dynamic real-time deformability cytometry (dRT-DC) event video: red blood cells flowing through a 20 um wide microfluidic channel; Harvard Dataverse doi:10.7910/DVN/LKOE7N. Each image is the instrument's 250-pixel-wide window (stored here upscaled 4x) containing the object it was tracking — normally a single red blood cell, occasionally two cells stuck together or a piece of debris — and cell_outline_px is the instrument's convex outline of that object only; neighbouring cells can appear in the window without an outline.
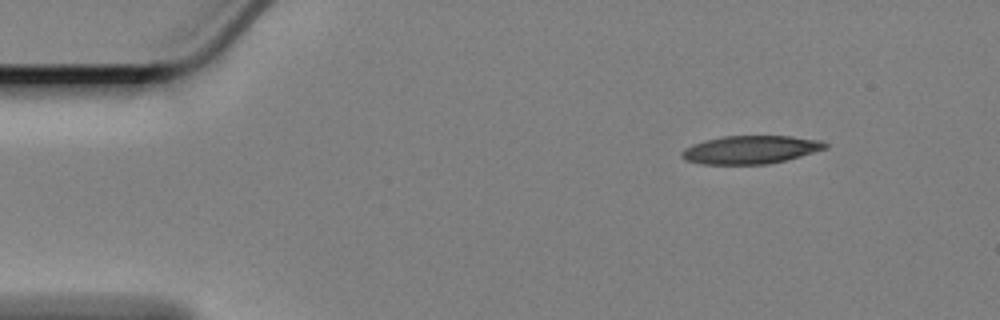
{"species": "Egyptian fruit bat (a non-hibernating species)", "species_latin": "Rousettus aegyptiacus", "temperature_condition": "cold", "stored_images_in_passage": 53, "camera_frame_rate_fps": 3000, "um_per_image_px": 0.085, "animal": {"sex": "female"}, "frame": {"image": 1, "passage_image": 1, "time_ms": 0.0, "image_size_px": [1000, 320], "cell_outline_px": [[828, 148], [800, 156], [768, 164], [704, 164], [684, 160], [680, 156], [680, 152], [684, 148], [692, 144], [704, 140], [724, 136], [792, 136], [820, 140], [828, 144]], "centroid_in_image_um": [63.77, 12.72], "position_along_channel_um": 21.2, "area_um2": 23.58}}
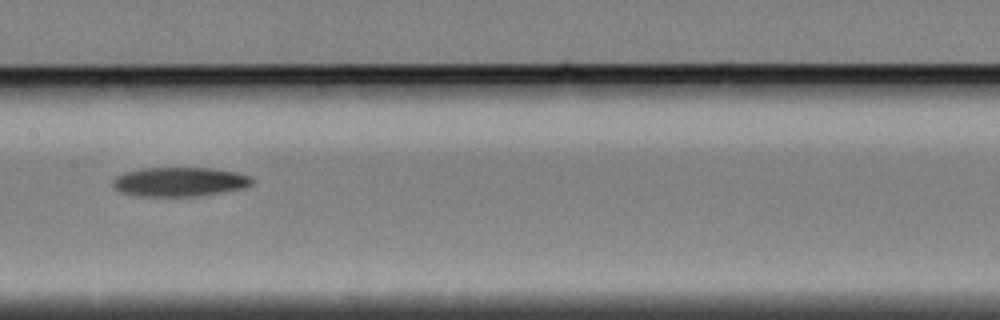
{"frame": {"image": 2, "passage_image": 23, "time_ms": 7.333, "image_size_px": [1000, 320], "cell_outline_px": [[252, 184], [240, 188], [196, 196], [136, 196], [120, 192], [112, 184], [112, 180], [116, 176], [128, 172], [144, 168], [212, 168], [236, 172], [248, 176], [252, 180]], "centroid_in_image_um": [15.21, 15.45], "position_along_channel_um": 192.2, "area_um2": 23.29}}
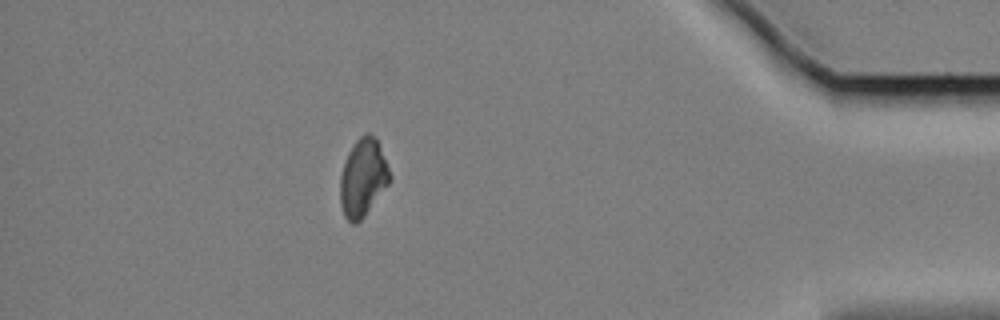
{"frame": {"image": 3, "passage_image": 46, "time_ms": 15.0, "image_size_px": [1000, 320], "cell_outline_px": [[392, 176], [388, 184], [364, 216], [356, 224], [352, 224], [344, 216], [340, 204], [340, 176], [344, 160], [348, 152], [356, 140], [364, 132], [368, 132], [376, 136]], "centroid_in_image_um": [30.84, 15.07], "position_along_channel_um": 404.4, "area_um2": 22.6}}